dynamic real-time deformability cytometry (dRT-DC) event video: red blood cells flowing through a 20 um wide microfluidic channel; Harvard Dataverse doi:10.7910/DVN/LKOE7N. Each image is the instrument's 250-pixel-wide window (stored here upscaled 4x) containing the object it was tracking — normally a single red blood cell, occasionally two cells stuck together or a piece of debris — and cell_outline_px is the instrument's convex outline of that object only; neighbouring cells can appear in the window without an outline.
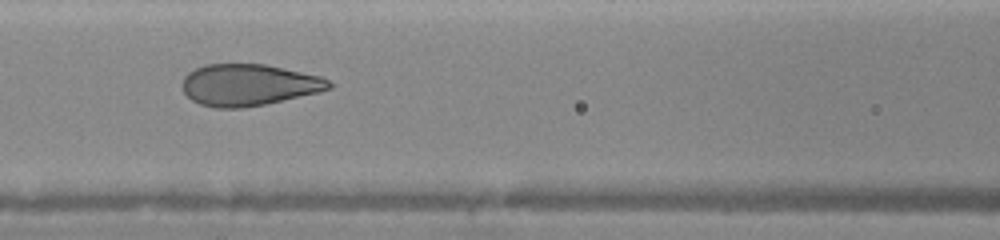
{"species": "human", "species_latin": "Homo sapiens", "temperature_condition": "warm", "stored_images_in_passage": 25, "camera_frame_rate_fps": 3000, "um_per_image_px": 0.085, "donor": {"sex": "female"}, "frame": {"image": 1, "passage_image": 5, "time_ms": 3.333, "image_size_px": [1000, 240], "cell_outline_px": [[332, 88], [320, 92], [264, 104], [244, 108], [216, 108], [200, 104], [192, 100], [184, 92], [184, 76], [188, 72], [204, 64], [264, 64], [284, 68], [320, 76], [328, 80], [332, 84]], "centroid_in_image_um": [21.14, 7.22], "position_along_channel_um": 145.5, "area_um2": 35.43}}
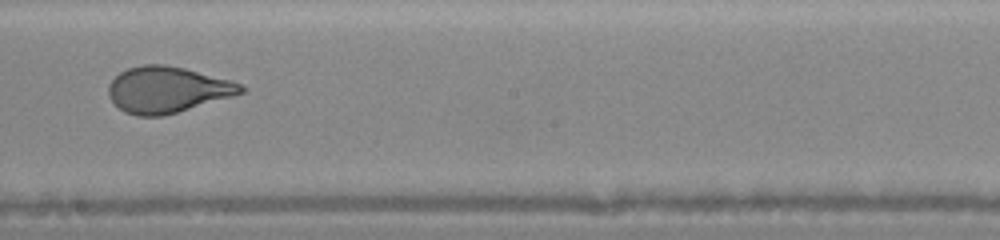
{"frame": {"image": 2, "passage_image": 11, "time_ms": 5.333, "image_size_px": [1000, 240], "cell_outline_px": [[248, 88], [244, 92], [232, 96], [164, 116], [136, 116], [124, 112], [108, 96], [108, 84], [120, 72], [128, 68], [140, 64], [164, 64], [184, 68], [228, 80], [240, 84]], "centroid_in_image_um": [14.19, 7.62], "position_along_channel_um": 234.0, "area_um2": 35.43}}
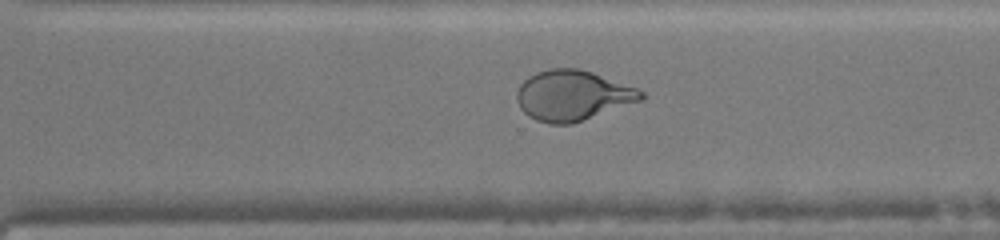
{"frame": {"image": 3, "passage_image": 17, "time_ms": 7.333, "image_size_px": [1000, 240], "cell_outline_px": [[644, 96], [640, 100], [572, 124], [548, 124], [536, 120], [528, 116], [520, 108], [516, 100], [516, 92], [520, 84], [528, 76], [536, 72], [552, 68], [576, 68], [592, 72], [636, 88], [644, 92]], "centroid_in_image_um": [48.61, 8.11], "position_along_channel_um": 322.0, "area_um2": 36.18}}